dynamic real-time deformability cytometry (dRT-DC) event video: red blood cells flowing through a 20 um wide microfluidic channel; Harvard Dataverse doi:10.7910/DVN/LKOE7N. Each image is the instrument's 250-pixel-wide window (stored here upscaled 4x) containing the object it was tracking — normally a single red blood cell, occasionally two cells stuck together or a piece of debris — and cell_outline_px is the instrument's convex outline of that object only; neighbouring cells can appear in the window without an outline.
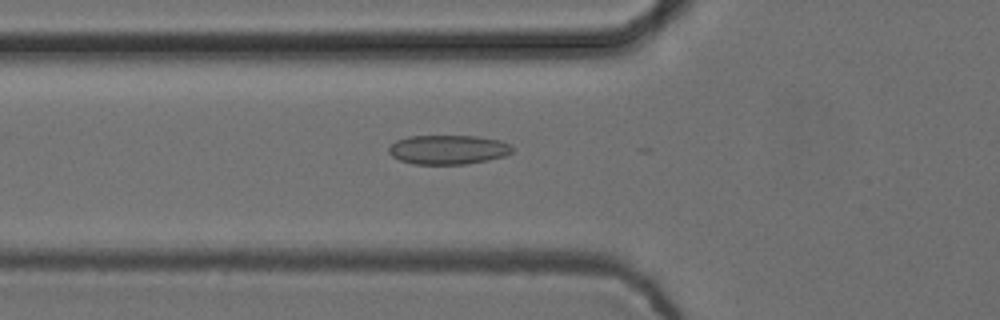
{"species": "common noctule bat (a hibernating species)", "species_latin": "Nyctalus noctula", "temperature_condition": "cold", "stored_images_in_passage": 24, "camera_frame_rate_fps": 3000, "um_per_image_px": 0.085, "animal": {"sex": "female", "body_mass_g": 24.6, "forearm_length_mm": 56.2}, "frame": {"image": 1, "passage_image": 20, "time_ms": 6.333, "image_size_px": [1000, 320], "cell_outline_px": [[512, 152], [504, 156], [488, 160], [464, 164], [412, 164], [400, 160], [392, 156], [388, 152], [388, 148], [396, 140], [408, 136], [476, 136], [500, 140], [512, 144]], "centroid_in_image_um": [38.09, 12.71], "position_along_channel_um": 87.7, "area_um2": 21.15}}
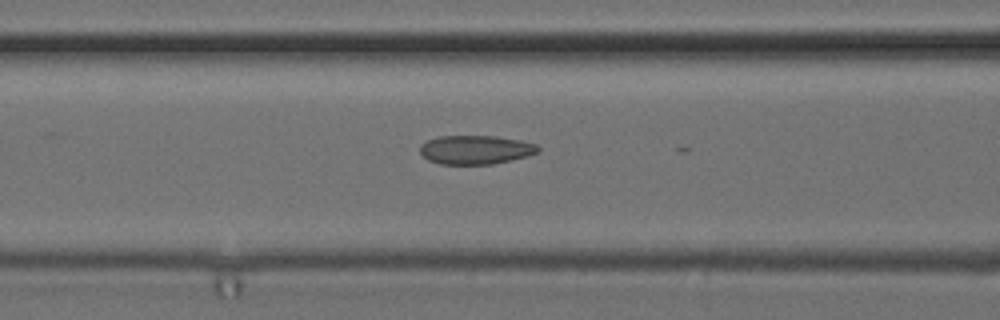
{"frame": {"image": 2, "passage_image": 23, "time_ms": 7.333, "image_size_px": [1000, 320], "cell_outline_px": [[540, 152], [528, 156], [512, 160], [492, 164], [440, 164], [428, 160], [420, 152], [420, 144], [428, 140], [440, 136], [496, 136], [520, 140], [536, 144], [540, 148]], "centroid_in_image_um": [40.45, 12.73], "position_along_channel_um": 126.2, "area_um2": 19.94}}